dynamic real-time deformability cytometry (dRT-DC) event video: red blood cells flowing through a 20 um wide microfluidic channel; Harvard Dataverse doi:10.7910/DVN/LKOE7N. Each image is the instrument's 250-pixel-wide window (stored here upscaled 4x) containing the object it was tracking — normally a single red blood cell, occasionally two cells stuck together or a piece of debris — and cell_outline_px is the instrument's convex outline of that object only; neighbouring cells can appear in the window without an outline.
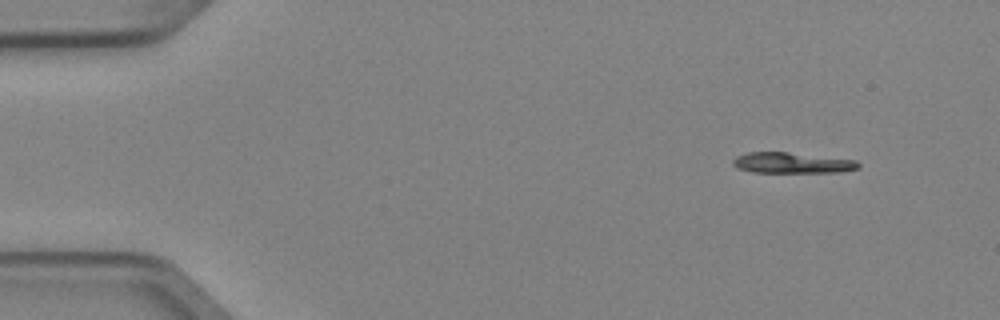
{"species": "Egyptian fruit bat (a non-hibernating species)", "species_latin": "Rousettus aegyptiacus", "temperature_condition": "cold", "stored_images_in_passage": 5, "camera_frame_rate_fps": 3000, "um_per_image_px": 0.085, "animal": {"sex": "female"}, "frame": {"image": 1, "passage_image": 1, "time_ms": 0.0, "image_size_px": [1000, 320], "cell_outline_px": [[860, 168], [840, 172], [752, 172], [736, 168], [732, 164], [732, 160], [736, 156], [748, 152], [788, 152], [856, 160], [860, 164]], "centroid_in_image_um": [67.3, 13.84], "position_along_channel_um": 17.7, "area_um2": 15.2}}
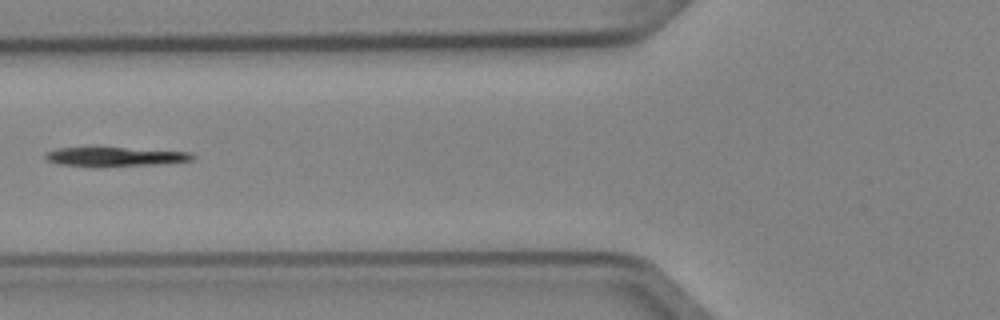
{"frame": {"image": 2, "passage_image": 5, "time_ms": 1.333, "image_size_px": [1000, 320], "cell_outline_px": [[196, 156], [192, 160], [160, 164], [60, 164], [48, 160], [44, 156], [48, 152], [56, 148], [124, 148], [192, 152]], "centroid_in_image_um": [9.88, 13.28], "position_along_channel_um": 115.9, "area_um2": 15.14}}